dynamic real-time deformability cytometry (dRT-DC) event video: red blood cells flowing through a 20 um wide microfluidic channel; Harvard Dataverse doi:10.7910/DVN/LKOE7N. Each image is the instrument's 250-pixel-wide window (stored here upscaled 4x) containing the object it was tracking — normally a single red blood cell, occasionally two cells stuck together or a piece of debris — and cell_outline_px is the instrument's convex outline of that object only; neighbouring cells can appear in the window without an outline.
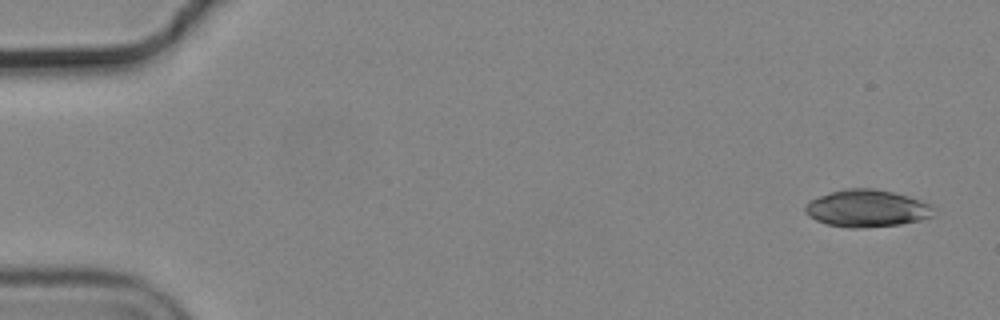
{"species": "common noctule bat (a hibernating species)", "species_latin": "Nyctalus noctula", "temperature_condition": "cold", "stored_images_in_passage": 5, "camera_frame_rate_fps": 3000, "um_per_image_px": 0.085, "animal": {"sex": "male", "body_mass_g": 19.2, "forearm_length_mm": 51.8}, "frame": {"image": 1, "passage_image": 1, "time_ms": 0.0, "image_size_px": [1000, 320], "cell_outline_px": [[936, 216], [920, 220], [900, 224], [860, 228], [852, 228], [828, 224], [816, 220], [808, 216], [804, 212], [804, 204], [808, 200], [844, 188], [872, 188], [892, 192], [908, 196], [932, 204], [936, 208]], "centroid_in_image_um": [73.71, 17.71], "position_along_channel_um": 11.3, "area_um2": 28.15}}
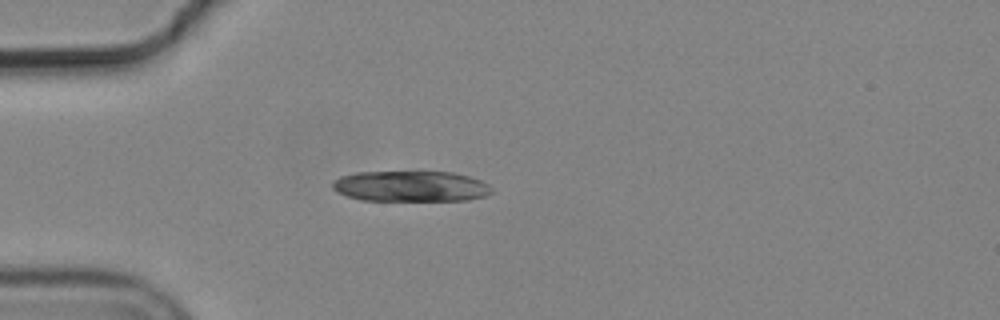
{"frame": {"image": 2, "passage_image": 4, "time_ms": 1.0, "image_size_px": [1000, 320], "cell_outline_px": [[492, 192], [484, 196], [468, 200], [360, 200], [348, 196], [332, 188], [332, 180], [340, 176], [356, 172], [452, 172], [468, 176], [480, 180], [488, 184], [492, 188]], "centroid_in_image_um": [34.9, 15.83], "position_along_channel_um": 50.1, "area_um2": 28.38}}